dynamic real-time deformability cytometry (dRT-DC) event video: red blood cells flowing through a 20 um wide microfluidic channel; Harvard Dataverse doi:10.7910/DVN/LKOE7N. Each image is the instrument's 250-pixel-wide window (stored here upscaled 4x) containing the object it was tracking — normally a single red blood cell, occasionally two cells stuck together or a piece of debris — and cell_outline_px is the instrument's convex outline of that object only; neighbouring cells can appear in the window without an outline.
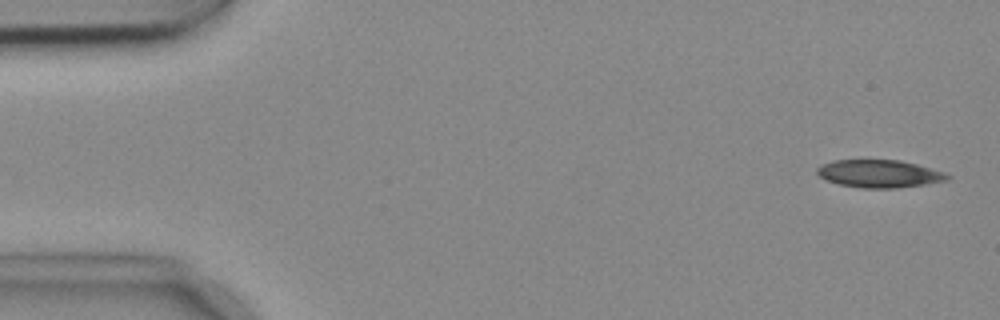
{"species": "common noctule bat (a hibernating species)", "species_latin": "Nyctalus noctula", "temperature_condition": "cold", "stored_images_in_passage": 53, "camera_frame_rate_fps": 3000, "um_per_image_px": 0.085, "animal": {"sex": "female", "body_mass_g": 18.4}, "frame": {"image": 1, "passage_image": 2, "time_ms": 0.333, "image_size_px": [1000, 320], "cell_outline_px": [[952, 176], [948, 180], [924, 184], [896, 188], [860, 188], [840, 184], [828, 180], [820, 176], [816, 172], [816, 168], [820, 164], [832, 160], [900, 160], [916, 164], [944, 172]], "centroid_in_image_um": [74.72, 14.76], "position_along_channel_um": 10.3, "area_um2": 20.98}}
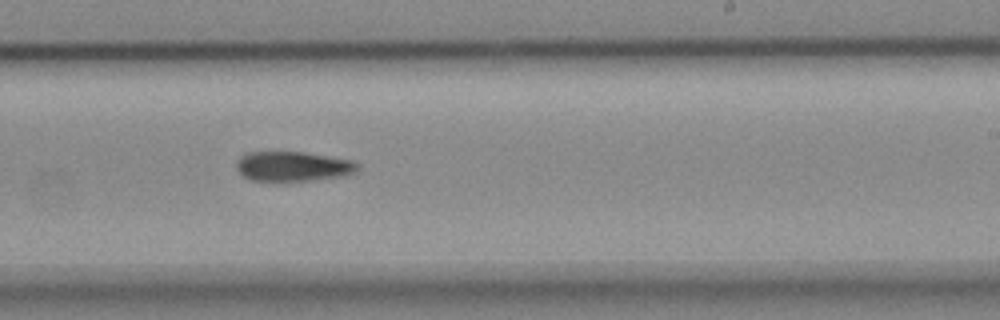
{"frame": {"image": 2, "passage_image": 32, "time_ms": 10.333, "image_size_px": [1000, 320], "cell_outline_px": [[360, 168], [356, 172], [344, 176], [288, 184], [284, 184], [252, 180], [244, 176], [236, 168], [236, 160], [240, 156], [248, 152], [304, 152], [352, 160], [360, 164]], "centroid_in_image_um": [24.91, 14.19], "position_along_channel_um": 264.1, "area_um2": 22.02}}
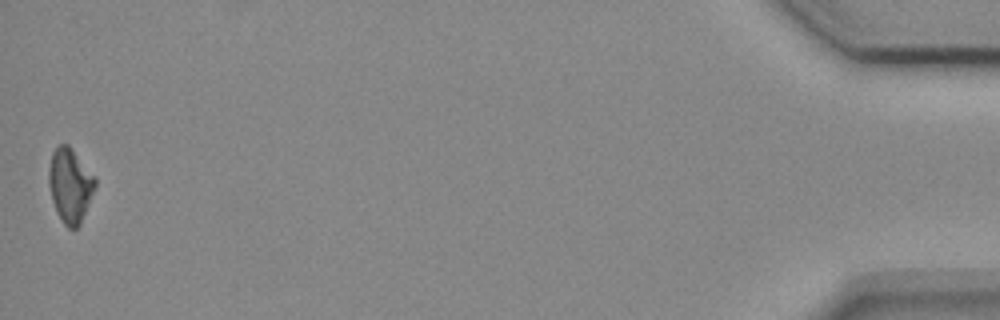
{"frame": {"image": 3, "passage_image": 53, "time_ms": 17.333, "image_size_px": [1000, 320], "cell_outline_px": [[96, 188], [80, 224], [76, 228], [68, 228], [64, 224], [56, 212], [52, 200], [48, 184], [48, 168], [52, 152], [60, 144], [68, 144], [96, 176]], "centroid_in_image_um": [5.96, 15.74], "position_along_channel_um": 429.2, "area_um2": 20.29}, "authors_computed_cell_mechanics": {"area_um2": 21.7328, "velocity_mm_per_s": 3.719, "shape_relaxation_time_tau1_ms": 5.1375, "shape_relaxation_time_tau2_ms": null, "deformation_change_tau1": 0.1337, "deformation_change_tau2": null}}